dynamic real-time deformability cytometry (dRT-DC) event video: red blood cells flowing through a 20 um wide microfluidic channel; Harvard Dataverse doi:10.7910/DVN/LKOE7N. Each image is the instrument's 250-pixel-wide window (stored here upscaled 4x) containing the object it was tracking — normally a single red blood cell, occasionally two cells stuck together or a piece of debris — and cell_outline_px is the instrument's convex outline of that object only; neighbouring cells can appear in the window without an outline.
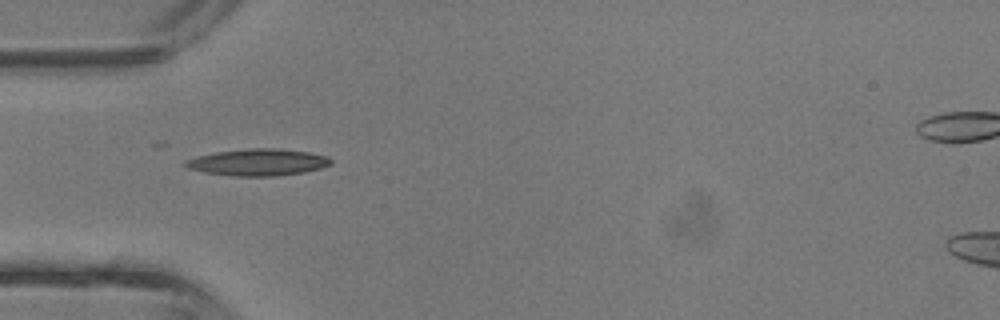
{"species": "common noctule bat (a hibernating species)", "species_latin": "Nyctalus noctula", "temperature_condition": "room temperature", "stored_images_in_passage": 16, "camera_frame_rate_fps": 3000, "um_per_image_px": 0.085, "animal": {"sex": "male", "body_mass_g": 13.3}, "frame": {"image": 1, "passage_image": 1, "time_ms": 0.0, "image_size_px": [1000, 320], "cell_outline_px": [[332, 164], [320, 168], [304, 172], [272, 176], [232, 176], [204, 172], [188, 168], [180, 164], [184, 160], [216, 152], [248, 148], [280, 148], [308, 152], [328, 156], [332, 160]], "centroid_in_image_um": [21.92, 13.79], "position_along_channel_um": 63.1, "area_um2": 22.77}}
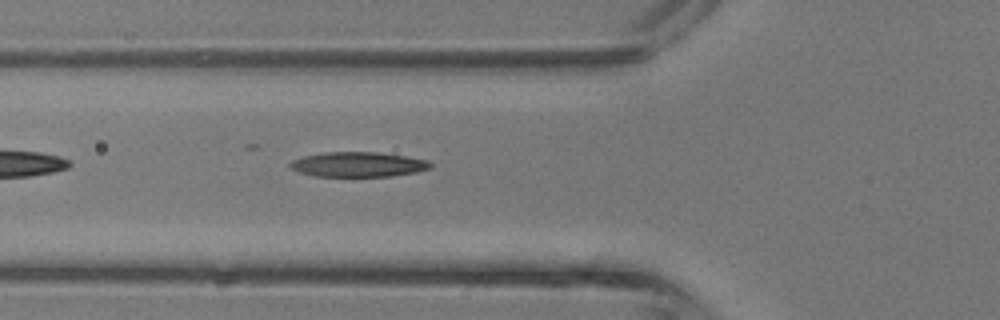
{"frame": {"image": 2, "passage_image": 3, "time_ms": 0.667, "image_size_px": [1000, 320], "cell_outline_px": [[432, 168], [416, 172], [392, 176], [316, 176], [300, 172], [288, 168], [288, 164], [292, 160], [304, 156], [324, 152], [380, 152], [428, 160], [432, 164]], "centroid_in_image_um": [30.43, 13.97], "position_along_channel_um": 95.4, "area_um2": 20.4}}